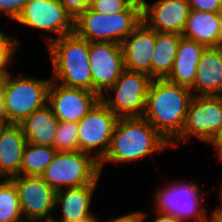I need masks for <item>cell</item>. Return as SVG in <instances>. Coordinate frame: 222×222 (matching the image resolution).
<instances>
[{"mask_svg":"<svg viewBox=\"0 0 222 222\" xmlns=\"http://www.w3.org/2000/svg\"><path fill=\"white\" fill-rule=\"evenodd\" d=\"M192 97L188 87L152 79L143 117L171 144L182 133Z\"/></svg>","mask_w":222,"mask_h":222,"instance_id":"1","label":"cell"},{"mask_svg":"<svg viewBox=\"0 0 222 222\" xmlns=\"http://www.w3.org/2000/svg\"><path fill=\"white\" fill-rule=\"evenodd\" d=\"M168 146L166 139L144 117H121L114 127L108 152L99 162L100 172L105 162L137 161Z\"/></svg>","mask_w":222,"mask_h":222,"instance_id":"2","label":"cell"},{"mask_svg":"<svg viewBox=\"0 0 222 222\" xmlns=\"http://www.w3.org/2000/svg\"><path fill=\"white\" fill-rule=\"evenodd\" d=\"M89 45L75 32L48 44L54 71L51 80L65 87L92 91Z\"/></svg>","mask_w":222,"mask_h":222,"instance_id":"3","label":"cell"},{"mask_svg":"<svg viewBox=\"0 0 222 222\" xmlns=\"http://www.w3.org/2000/svg\"><path fill=\"white\" fill-rule=\"evenodd\" d=\"M141 22L142 10L134 5L112 15L88 8L74 20V32L89 42H114L121 45Z\"/></svg>","mask_w":222,"mask_h":222,"instance_id":"4","label":"cell"},{"mask_svg":"<svg viewBox=\"0 0 222 222\" xmlns=\"http://www.w3.org/2000/svg\"><path fill=\"white\" fill-rule=\"evenodd\" d=\"M101 172L93 155L81 151L57 152L41 178L56 192L62 187L75 188L98 184Z\"/></svg>","mask_w":222,"mask_h":222,"instance_id":"5","label":"cell"},{"mask_svg":"<svg viewBox=\"0 0 222 222\" xmlns=\"http://www.w3.org/2000/svg\"><path fill=\"white\" fill-rule=\"evenodd\" d=\"M8 74L2 92L7 123L20 124L47 103L51 79Z\"/></svg>","mask_w":222,"mask_h":222,"instance_id":"6","label":"cell"},{"mask_svg":"<svg viewBox=\"0 0 222 222\" xmlns=\"http://www.w3.org/2000/svg\"><path fill=\"white\" fill-rule=\"evenodd\" d=\"M221 129L222 96L193 95L182 133L170 145L176 147L178 142H186L190 135L211 144Z\"/></svg>","mask_w":222,"mask_h":222,"instance_id":"7","label":"cell"},{"mask_svg":"<svg viewBox=\"0 0 222 222\" xmlns=\"http://www.w3.org/2000/svg\"><path fill=\"white\" fill-rule=\"evenodd\" d=\"M152 78L137 71L124 70L115 84L108 89L115 96L100 100L118 117H143L148 89Z\"/></svg>","mask_w":222,"mask_h":222,"instance_id":"8","label":"cell"},{"mask_svg":"<svg viewBox=\"0 0 222 222\" xmlns=\"http://www.w3.org/2000/svg\"><path fill=\"white\" fill-rule=\"evenodd\" d=\"M167 185L157 189L155 212L174 216L182 222L191 219L195 222H212V217H207L206 209L200 207L201 194L196 183L183 181Z\"/></svg>","mask_w":222,"mask_h":222,"instance_id":"9","label":"cell"},{"mask_svg":"<svg viewBox=\"0 0 222 222\" xmlns=\"http://www.w3.org/2000/svg\"><path fill=\"white\" fill-rule=\"evenodd\" d=\"M119 118L100 100L78 124V151L100 162L108 152ZM93 151V152H92Z\"/></svg>","mask_w":222,"mask_h":222,"instance_id":"10","label":"cell"},{"mask_svg":"<svg viewBox=\"0 0 222 222\" xmlns=\"http://www.w3.org/2000/svg\"><path fill=\"white\" fill-rule=\"evenodd\" d=\"M11 180L17 187L25 221L45 222L46 220V222H52L50 213L56 209V191L40 176L18 175ZM44 218L45 220H43Z\"/></svg>","mask_w":222,"mask_h":222,"instance_id":"11","label":"cell"},{"mask_svg":"<svg viewBox=\"0 0 222 222\" xmlns=\"http://www.w3.org/2000/svg\"><path fill=\"white\" fill-rule=\"evenodd\" d=\"M16 21L31 28L56 33L57 38H45L47 45L74 32V19L58 0H29Z\"/></svg>","mask_w":222,"mask_h":222,"instance_id":"12","label":"cell"},{"mask_svg":"<svg viewBox=\"0 0 222 222\" xmlns=\"http://www.w3.org/2000/svg\"><path fill=\"white\" fill-rule=\"evenodd\" d=\"M89 61L92 92L101 97L125 70L122 47L114 42H90Z\"/></svg>","mask_w":222,"mask_h":222,"instance_id":"13","label":"cell"},{"mask_svg":"<svg viewBox=\"0 0 222 222\" xmlns=\"http://www.w3.org/2000/svg\"><path fill=\"white\" fill-rule=\"evenodd\" d=\"M100 98L95 92L65 87L51 80L47 104L59 121L78 123L100 101Z\"/></svg>","mask_w":222,"mask_h":222,"instance_id":"14","label":"cell"},{"mask_svg":"<svg viewBox=\"0 0 222 222\" xmlns=\"http://www.w3.org/2000/svg\"><path fill=\"white\" fill-rule=\"evenodd\" d=\"M190 11L188 0H157L145 4L142 21L156 32L182 35Z\"/></svg>","mask_w":222,"mask_h":222,"instance_id":"15","label":"cell"},{"mask_svg":"<svg viewBox=\"0 0 222 222\" xmlns=\"http://www.w3.org/2000/svg\"><path fill=\"white\" fill-rule=\"evenodd\" d=\"M156 46V31L143 21L122 41L124 69L144 72L151 77V62Z\"/></svg>","mask_w":222,"mask_h":222,"instance_id":"16","label":"cell"},{"mask_svg":"<svg viewBox=\"0 0 222 222\" xmlns=\"http://www.w3.org/2000/svg\"><path fill=\"white\" fill-rule=\"evenodd\" d=\"M26 137L20 124L7 123L0 130V180L18 176Z\"/></svg>","mask_w":222,"mask_h":222,"instance_id":"17","label":"cell"},{"mask_svg":"<svg viewBox=\"0 0 222 222\" xmlns=\"http://www.w3.org/2000/svg\"><path fill=\"white\" fill-rule=\"evenodd\" d=\"M190 89L193 95L222 96V52L218 47L205 48Z\"/></svg>","mask_w":222,"mask_h":222,"instance_id":"18","label":"cell"},{"mask_svg":"<svg viewBox=\"0 0 222 222\" xmlns=\"http://www.w3.org/2000/svg\"><path fill=\"white\" fill-rule=\"evenodd\" d=\"M98 184H87L81 187L66 188L56 192L55 207H62V219L52 218V222H75L91 217L92 195Z\"/></svg>","mask_w":222,"mask_h":222,"instance_id":"19","label":"cell"},{"mask_svg":"<svg viewBox=\"0 0 222 222\" xmlns=\"http://www.w3.org/2000/svg\"><path fill=\"white\" fill-rule=\"evenodd\" d=\"M205 46L181 37L168 81L191 88L195 83L197 64Z\"/></svg>","mask_w":222,"mask_h":222,"instance_id":"20","label":"cell"},{"mask_svg":"<svg viewBox=\"0 0 222 222\" xmlns=\"http://www.w3.org/2000/svg\"><path fill=\"white\" fill-rule=\"evenodd\" d=\"M20 125L27 143L53 147L59 120L47 103L33 111Z\"/></svg>","mask_w":222,"mask_h":222,"instance_id":"21","label":"cell"},{"mask_svg":"<svg viewBox=\"0 0 222 222\" xmlns=\"http://www.w3.org/2000/svg\"><path fill=\"white\" fill-rule=\"evenodd\" d=\"M182 37L208 47H218L221 35L219 14L191 10Z\"/></svg>","mask_w":222,"mask_h":222,"instance_id":"22","label":"cell"},{"mask_svg":"<svg viewBox=\"0 0 222 222\" xmlns=\"http://www.w3.org/2000/svg\"><path fill=\"white\" fill-rule=\"evenodd\" d=\"M182 35L156 32V46L151 62V78L166 79L171 73Z\"/></svg>","mask_w":222,"mask_h":222,"instance_id":"23","label":"cell"},{"mask_svg":"<svg viewBox=\"0 0 222 222\" xmlns=\"http://www.w3.org/2000/svg\"><path fill=\"white\" fill-rule=\"evenodd\" d=\"M57 151L52 146H41L26 143L18 175L41 176L51 163Z\"/></svg>","mask_w":222,"mask_h":222,"instance_id":"24","label":"cell"},{"mask_svg":"<svg viewBox=\"0 0 222 222\" xmlns=\"http://www.w3.org/2000/svg\"><path fill=\"white\" fill-rule=\"evenodd\" d=\"M23 215L19 194L11 179L0 181V222H26Z\"/></svg>","mask_w":222,"mask_h":222,"instance_id":"25","label":"cell"},{"mask_svg":"<svg viewBox=\"0 0 222 222\" xmlns=\"http://www.w3.org/2000/svg\"><path fill=\"white\" fill-rule=\"evenodd\" d=\"M78 124L59 121L53 148L57 152L78 151Z\"/></svg>","mask_w":222,"mask_h":222,"instance_id":"26","label":"cell"},{"mask_svg":"<svg viewBox=\"0 0 222 222\" xmlns=\"http://www.w3.org/2000/svg\"><path fill=\"white\" fill-rule=\"evenodd\" d=\"M19 40L7 36L5 33L0 35V72H9L7 66L10 64L14 51L19 47Z\"/></svg>","mask_w":222,"mask_h":222,"instance_id":"27","label":"cell"},{"mask_svg":"<svg viewBox=\"0 0 222 222\" xmlns=\"http://www.w3.org/2000/svg\"><path fill=\"white\" fill-rule=\"evenodd\" d=\"M129 5L125 0H92L89 8L98 13L112 15L124 11Z\"/></svg>","mask_w":222,"mask_h":222,"instance_id":"28","label":"cell"},{"mask_svg":"<svg viewBox=\"0 0 222 222\" xmlns=\"http://www.w3.org/2000/svg\"><path fill=\"white\" fill-rule=\"evenodd\" d=\"M29 0H0V13L17 20Z\"/></svg>","mask_w":222,"mask_h":222,"instance_id":"29","label":"cell"},{"mask_svg":"<svg viewBox=\"0 0 222 222\" xmlns=\"http://www.w3.org/2000/svg\"><path fill=\"white\" fill-rule=\"evenodd\" d=\"M191 10L220 13L222 0H188Z\"/></svg>","mask_w":222,"mask_h":222,"instance_id":"30","label":"cell"},{"mask_svg":"<svg viewBox=\"0 0 222 222\" xmlns=\"http://www.w3.org/2000/svg\"><path fill=\"white\" fill-rule=\"evenodd\" d=\"M75 20L82 12L86 11L92 0H58Z\"/></svg>","mask_w":222,"mask_h":222,"instance_id":"31","label":"cell"},{"mask_svg":"<svg viewBox=\"0 0 222 222\" xmlns=\"http://www.w3.org/2000/svg\"><path fill=\"white\" fill-rule=\"evenodd\" d=\"M146 215L144 212L136 211L105 222H143Z\"/></svg>","mask_w":222,"mask_h":222,"instance_id":"32","label":"cell"},{"mask_svg":"<svg viewBox=\"0 0 222 222\" xmlns=\"http://www.w3.org/2000/svg\"><path fill=\"white\" fill-rule=\"evenodd\" d=\"M157 217L153 222H182L174 216L156 212Z\"/></svg>","mask_w":222,"mask_h":222,"instance_id":"33","label":"cell"},{"mask_svg":"<svg viewBox=\"0 0 222 222\" xmlns=\"http://www.w3.org/2000/svg\"><path fill=\"white\" fill-rule=\"evenodd\" d=\"M214 147L217 148L218 151V158L222 159V129L218 136L213 140L211 143Z\"/></svg>","mask_w":222,"mask_h":222,"instance_id":"34","label":"cell"},{"mask_svg":"<svg viewBox=\"0 0 222 222\" xmlns=\"http://www.w3.org/2000/svg\"><path fill=\"white\" fill-rule=\"evenodd\" d=\"M0 120H2L5 124H7V117H6V111L2 94H0Z\"/></svg>","mask_w":222,"mask_h":222,"instance_id":"35","label":"cell"},{"mask_svg":"<svg viewBox=\"0 0 222 222\" xmlns=\"http://www.w3.org/2000/svg\"><path fill=\"white\" fill-rule=\"evenodd\" d=\"M211 217L212 222H222V203L221 206L214 211Z\"/></svg>","mask_w":222,"mask_h":222,"instance_id":"36","label":"cell"},{"mask_svg":"<svg viewBox=\"0 0 222 222\" xmlns=\"http://www.w3.org/2000/svg\"><path fill=\"white\" fill-rule=\"evenodd\" d=\"M125 1L128 2L130 5H134L140 8L141 10H143L145 4L147 3L145 0H125Z\"/></svg>","mask_w":222,"mask_h":222,"instance_id":"37","label":"cell"},{"mask_svg":"<svg viewBox=\"0 0 222 222\" xmlns=\"http://www.w3.org/2000/svg\"><path fill=\"white\" fill-rule=\"evenodd\" d=\"M9 73L10 72H0V94L3 92V87Z\"/></svg>","mask_w":222,"mask_h":222,"instance_id":"38","label":"cell"},{"mask_svg":"<svg viewBox=\"0 0 222 222\" xmlns=\"http://www.w3.org/2000/svg\"><path fill=\"white\" fill-rule=\"evenodd\" d=\"M100 220L97 219V217L93 214L91 217L84 219V220H79L75 222H99Z\"/></svg>","mask_w":222,"mask_h":222,"instance_id":"39","label":"cell"},{"mask_svg":"<svg viewBox=\"0 0 222 222\" xmlns=\"http://www.w3.org/2000/svg\"><path fill=\"white\" fill-rule=\"evenodd\" d=\"M219 20H220V26H221V35H222V10L219 13Z\"/></svg>","mask_w":222,"mask_h":222,"instance_id":"40","label":"cell"},{"mask_svg":"<svg viewBox=\"0 0 222 222\" xmlns=\"http://www.w3.org/2000/svg\"><path fill=\"white\" fill-rule=\"evenodd\" d=\"M219 160L222 162V159H219ZM219 199H220V201L222 203V185H221V190L219 192Z\"/></svg>","mask_w":222,"mask_h":222,"instance_id":"41","label":"cell"},{"mask_svg":"<svg viewBox=\"0 0 222 222\" xmlns=\"http://www.w3.org/2000/svg\"><path fill=\"white\" fill-rule=\"evenodd\" d=\"M218 48H219V49L221 50V52H222V38H221V40H220V43H219Z\"/></svg>","mask_w":222,"mask_h":222,"instance_id":"42","label":"cell"},{"mask_svg":"<svg viewBox=\"0 0 222 222\" xmlns=\"http://www.w3.org/2000/svg\"><path fill=\"white\" fill-rule=\"evenodd\" d=\"M4 125H5V123L2 120H0V130Z\"/></svg>","mask_w":222,"mask_h":222,"instance_id":"43","label":"cell"}]
</instances>
